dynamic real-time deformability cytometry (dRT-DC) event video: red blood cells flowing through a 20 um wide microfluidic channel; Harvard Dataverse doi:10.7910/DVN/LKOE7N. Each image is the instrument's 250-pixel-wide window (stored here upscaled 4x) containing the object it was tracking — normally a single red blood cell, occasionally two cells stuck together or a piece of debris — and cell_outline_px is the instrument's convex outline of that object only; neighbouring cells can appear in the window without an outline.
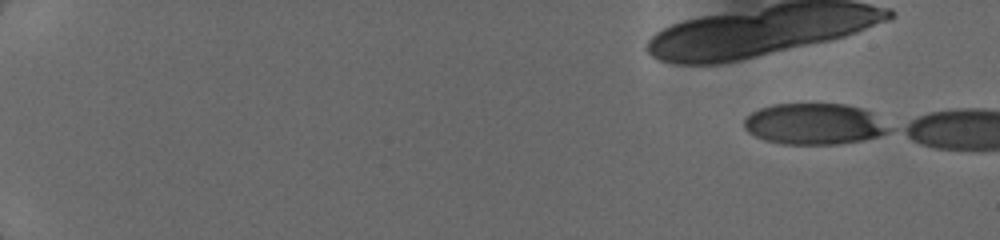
{"species": "human", "species_latin": "Homo sapiens", "temperature_condition": "cold", "stored_images_in_passage": 4, "camera_frame_rate_fps": 3000, "um_per_image_px": 0.085, "donor": {"sex": "female"}, "frame": {"image": 1, "passage_image": 1, "time_ms": 0.0, "image_size_px": [1000, 240], "cell_outline_px": [[892, 128], [888, 132], [880, 136], [860, 140], [836, 144], [784, 144], [764, 140], [748, 132], [744, 128], [744, 120], [752, 112], [760, 108], [772, 104], [816, 100], [844, 104], [860, 108], [872, 112]], "centroid_in_image_um": [69.2, 10.48], "position_along_channel_um": 15.8, "area_um2": 35.72}}